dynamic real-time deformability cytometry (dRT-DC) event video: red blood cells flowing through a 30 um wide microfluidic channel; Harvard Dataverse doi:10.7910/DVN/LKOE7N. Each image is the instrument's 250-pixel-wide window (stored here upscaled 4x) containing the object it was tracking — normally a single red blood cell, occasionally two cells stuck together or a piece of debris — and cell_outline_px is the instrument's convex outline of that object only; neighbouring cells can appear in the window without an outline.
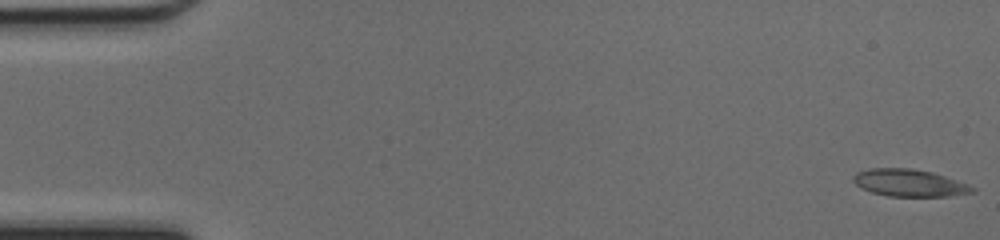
{"species": "common noctule bat (a hibernating species)", "species_latin": "Nyctalus noctula", "temperature_condition": "cold", "stored_images_in_passage": 49, "camera_frame_rate_fps": 3000, "um_per_image_px": 0.085, "animal": {"sex": "female", "body_mass_g": 17.0, "forearm_length_mm": 48.0}, "frame": {"image": 1, "passage_image": 1, "time_ms": 0.0, "image_size_px": [1000, 240], "cell_outline_px": [[976, 192], [948, 196], [888, 196], [872, 192], [860, 188], [852, 180], [852, 176], [856, 172], [868, 168], [912, 168], [932, 172], [968, 184], [976, 188]], "centroid_in_image_um": [77.27, 15.54], "position_along_channel_um": 7.7, "area_um2": 18.96}}
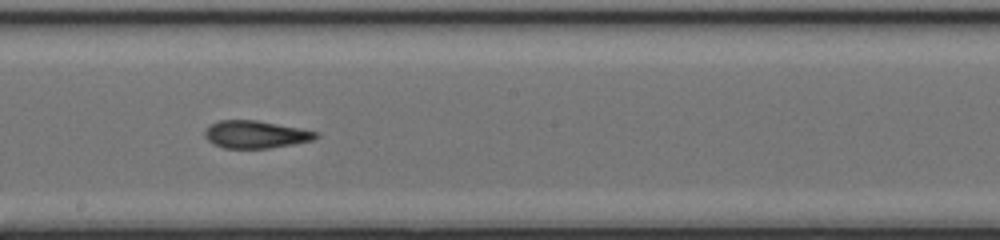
{"frame": {"image": 2, "passage_image": 27, "time_ms": 8.667, "image_size_px": [1000, 240], "cell_outline_px": [[320, 136], [312, 140], [292, 144], [268, 148], [224, 148], [212, 144], [204, 136], [204, 132], [212, 124], [220, 120], [256, 120], [300, 128], [320, 132]], "centroid_in_image_um": [21.74, 11.43], "position_along_channel_um": 226.5, "area_um2": 17.74}}
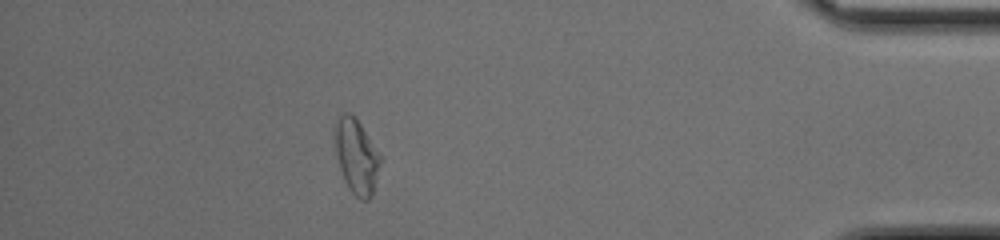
{"frame": {"image": 3, "passage_image": 43, "time_ms": 14.0, "image_size_px": [1000, 240], "cell_outline_px": [[384, 156], [372, 196], [368, 200], [360, 200], [348, 188], [344, 180], [336, 156], [336, 120], [340, 112], [348, 112], [356, 116]], "centroid_in_image_um": [30.36, 13.26], "position_along_channel_um": 404.8, "area_um2": 20.46}}